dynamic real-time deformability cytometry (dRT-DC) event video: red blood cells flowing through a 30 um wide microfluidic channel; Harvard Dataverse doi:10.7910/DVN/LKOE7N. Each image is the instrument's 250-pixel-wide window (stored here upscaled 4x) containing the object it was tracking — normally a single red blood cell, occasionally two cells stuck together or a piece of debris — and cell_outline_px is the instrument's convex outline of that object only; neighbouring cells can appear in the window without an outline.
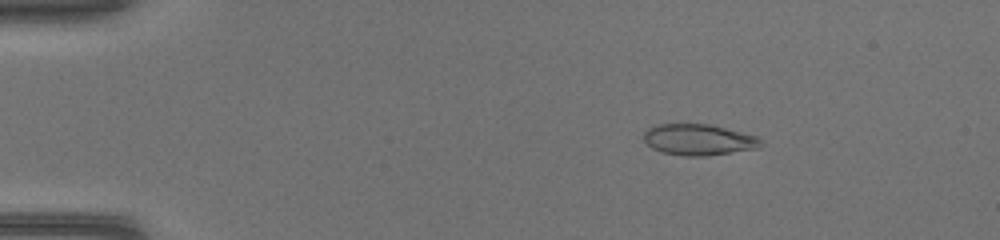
{"species": "common noctule bat (a hibernating species)", "species_latin": "Nyctalus noctula", "temperature_condition": "warm", "stored_images_in_passage": 45, "camera_frame_rate_fps": 3000, "um_per_image_px": 0.085, "animal": {"sex": "female", "body_mass_g": 17.0, "forearm_length_mm": 48.0}, "frame": {"image": 1, "passage_image": 7, "time_ms": 2.0, "image_size_px": [1000, 240], "cell_outline_px": [[764, 144], [760, 148], [704, 156], [684, 156], [664, 152], [652, 148], [644, 140], [644, 132], [648, 128], [656, 124], [708, 124], [756, 136]], "centroid_in_image_um": [59.38, 11.87], "position_along_channel_um": 25.6, "area_um2": 21.04}}
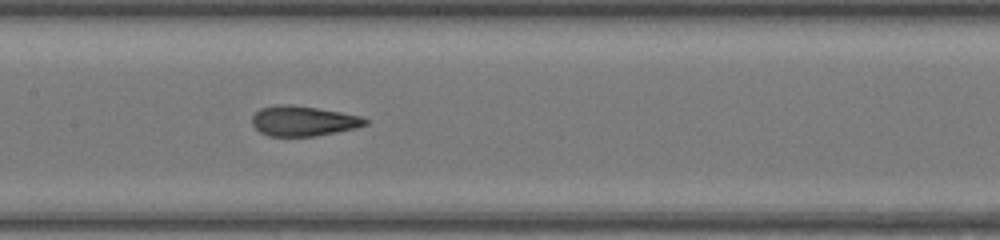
{"frame": {"image": 2, "passage_image": 23, "time_ms": 7.333, "image_size_px": [1000, 240], "cell_outline_px": [[368, 124], [356, 128], [316, 136], [268, 136], [260, 132], [252, 124], [252, 116], [260, 108], [280, 104], [292, 104], [340, 112], [360, 116], [368, 120]], "centroid_in_image_um": [25.76, 10.28], "position_along_channel_um": 181.6, "area_um2": 19.83}}
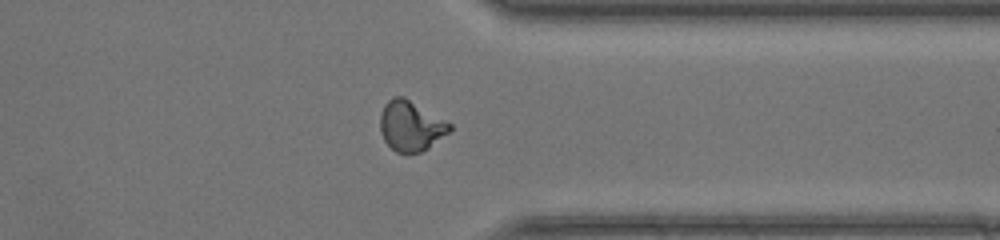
{"frame": {"image": 3, "passage_image": 36, "time_ms": 11.667, "image_size_px": [1000, 240], "cell_outline_px": [[452, 128], [448, 132], [428, 148], [420, 152], [408, 156], [396, 152], [384, 140], [380, 132], [380, 112], [384, 104], [392, 96], [404, 96], [452, 124]], "centroid_in_image_um": [34.88, 10.71], "position_along_channel_um": 376.5, "area_um2": 20.58}}